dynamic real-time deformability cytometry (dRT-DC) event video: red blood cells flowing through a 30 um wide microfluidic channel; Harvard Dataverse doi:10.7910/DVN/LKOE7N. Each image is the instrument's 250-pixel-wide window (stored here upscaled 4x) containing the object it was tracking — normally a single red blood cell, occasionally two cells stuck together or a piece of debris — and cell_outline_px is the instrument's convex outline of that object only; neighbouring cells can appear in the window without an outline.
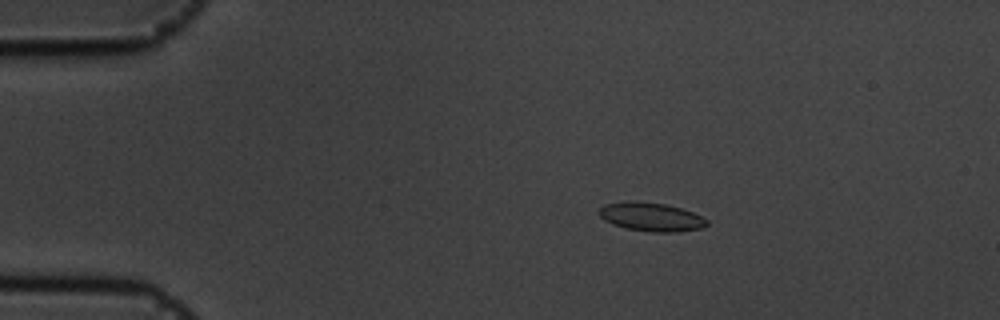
{"species": "common noctule bat (a hibernating species)", "species_latin": "Nyctalus noctula", "temperature_condition": "cold", "stored_images_in_passage": 57, "camera_frame_rate_fps": 3000, "um_per_image_px": 0.085, "animal": {"sex": "male", "body_mass_g": 19.5, "forearm_length_mm": 54.6}, "frame": {"image": 1, "passage_image": 11, "time_ms": 3.333, "image_size_px": [1000, 320], "cell_outline_px": [[708, 224], [700, 228], [676, 232], [652, 232], [624, 228], [612, 224], [604, 220], [600, 216], [600, 208], [604, 204], [628, 200], [636, 200], [664, 204], [680, 208], [692, 212], [708, 220]], "centroid_in_image_um": [55.31, 18.43], "position_along_channel_um": 29.7, "area_um2": 18.03}}
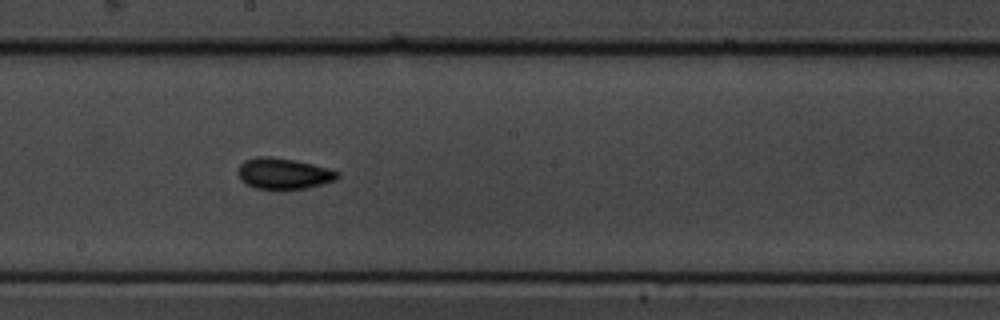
{"frame": {"image": 2, "passage_image": 32, "time_ms": 10.333, "image_size_px": [1000, 320], "cell_outline_px": [[340, 176], [336, 180], [304, 188], [256, 188], [240, 180], [236, 172], [240, 164], [244, 160], [256, 156], [272, 156], [296, 160], [328, 168], [340, 172]], "centroid_in_image_um": [24.08, 14.72], "position_along_channel_um": 224.1, "area_um2": 17.92}}
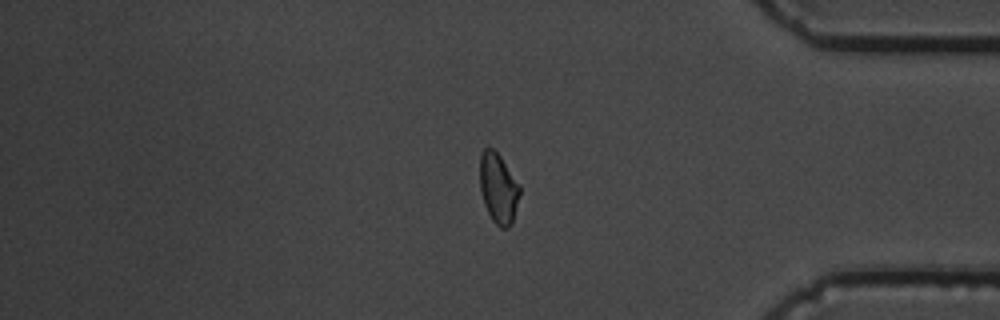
{"frame": {"image": 3, "passage_image": 48, "time_ms": 15.667, "image_size_px": [1000, 320], "cell_outline_px": [[520, 192], [512, 224], [508, 228], [500, 228], [492, 220], [484, 204], [480, 188], [480, 152], [484, 148], [492, 148], [500, 156], [520, 184]], "centroid_in_image_um": [42.36, 16.0], "position_along_channel_um": 392.8, "area_um2": 16.36}, "authors_computed_cell_mechanics": {"area_um2": 16.9354, "velocity_mm_per_s": 3.5803, "shape_relaxation_time_tau1_ms": 6.4543, "shape_relaxation_time_tau2_ms": 1.8367, "deformation_change_tau1": 0.1442, "deformation_change_tau2": 0.0613}}